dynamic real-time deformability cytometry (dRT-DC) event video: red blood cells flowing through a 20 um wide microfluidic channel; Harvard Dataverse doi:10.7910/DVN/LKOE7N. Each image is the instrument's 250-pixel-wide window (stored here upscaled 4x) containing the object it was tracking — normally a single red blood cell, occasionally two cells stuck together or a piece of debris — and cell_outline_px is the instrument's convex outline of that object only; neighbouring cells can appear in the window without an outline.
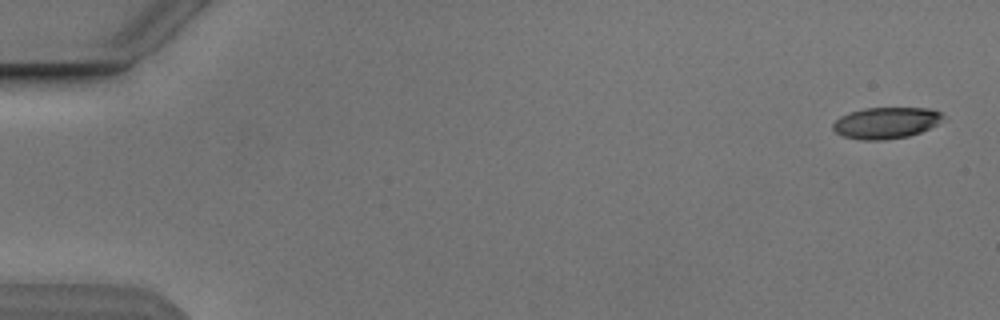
{"species": "Egyptian fruit bat (a non-hibernating species)", "species_latin": "Rousettus aegyptiacus", "temperature_condition": "cold", "stored_images_in_passage": 6, "camera_frame_rate_fps": 3000, "um_per_image_px": 0.085, "animal": {"sex": "male"}, "frame": {"image": 1, "passage_image": 1, "time_ms": 0.0, "image_size_px": [1000, 320], "cell_outline_px": [[944, 116], [936, 124], [920, 132], [908, 136], [880, 140], [860, 140], [844, 136], [836, 132], [832, 128], [832, 124], [840, 116], [848, 112], [864, 108], [932, 108], [940, 112]], "centroid_in_image_um": [75.27, 10.43], "position_along_channel_um": 9.7, "area_um2": 20.0}}
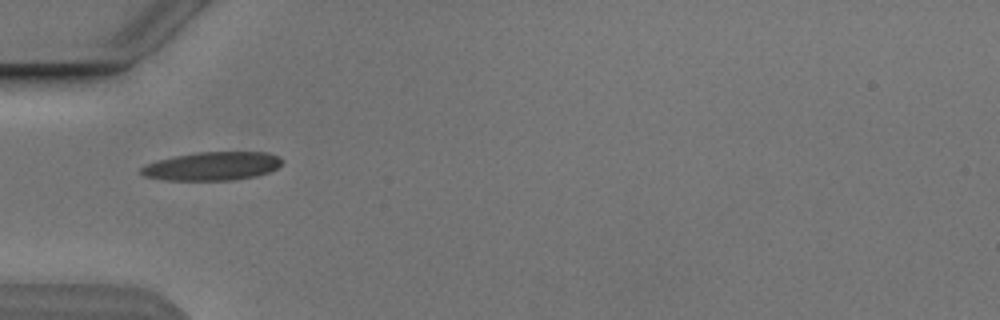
{"frame": {"image": 2, "passage_image": 5, "time_ms": 5.333, "image_size_px": [1000, 320], "cell_outline_px": [[284, 160], [276, 168], [268, 172], [256, 176], [232, 180], [164, 180], [144, 176], [140, 172], [140, 168], [148, 164], [160, 160], [176, 156], [196, 152], [268, 152], [280, 156]], "centroid_in_image_um": [18.08, 14.12], "position_along_channel_um": 66.9, "area_um2": 23.29}}